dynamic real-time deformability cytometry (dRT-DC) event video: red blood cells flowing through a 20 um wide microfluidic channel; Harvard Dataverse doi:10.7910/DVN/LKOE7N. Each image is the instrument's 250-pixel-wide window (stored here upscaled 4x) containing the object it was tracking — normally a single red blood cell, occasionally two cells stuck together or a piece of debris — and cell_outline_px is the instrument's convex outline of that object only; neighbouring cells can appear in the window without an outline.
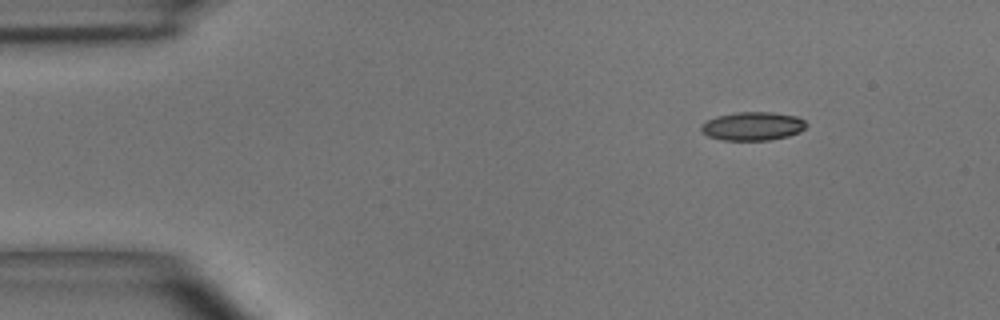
{"species": "common noctule bat (a hibernating species)", "species_latin": "Nyctalus noctula", "temperature_condition": "room temperature", "stored_images_in_passage": 45, "camera_frame_rate_fps": 3000, "um_per_image_px": 0.085, "animal": {"sex": "male", "body_mass_g": 15.6}, "frame": {"image": 1, "passage_image": 1, "time_ms": 0.0, "image_size_px": [1000, 320], "cell_outline_px": [[808, 124], [800, 132], [788, 136], [768, 140], [724, 140], [708, 136], [700, 128], [708, 120], [716, 116], [736, 112], [772, 112], [796, 116], [804, 120]], "centroid_in_image_um": [64.01, 10.72], "position_along_channel_um": 21.0, "area_um2": 17.34}}
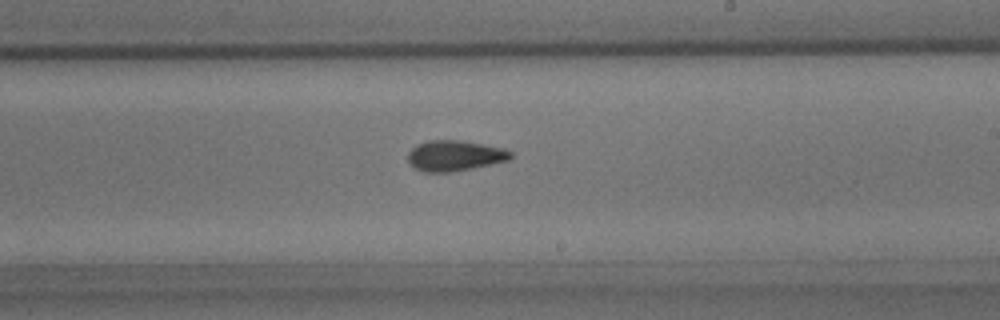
{"frame": {"image": 2, "passage_image": 24, "time_ms": 7.667, "image_size_px": [1000, 320], "cell_outline_px": [[512, 156], [508, 160], [472, 168], [448, 172], [424, 172], [408, 164], [408, 152], [416, 144], [428, 140], [460, 140], [504, 148], [512, 152]], "centroid_in_image_um": [38.61, 13.22], "position_along_channel_um": 250.4, "area_um2": 18.26}}
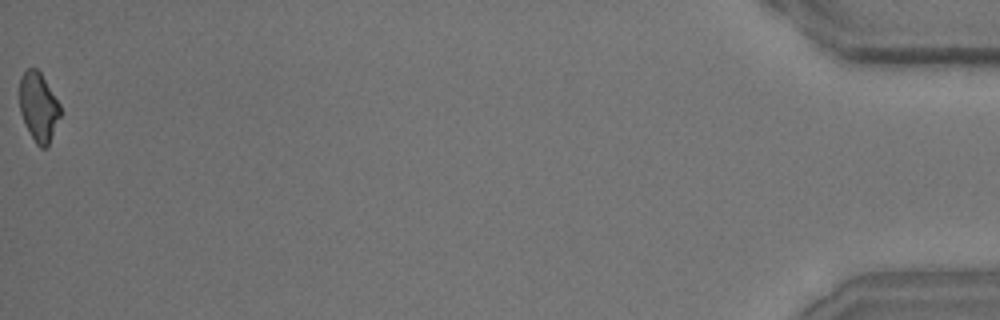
{"frame": {"image": 3, "passage_image": 45, "time_ms": 14.667, "image_size_px": [1000, 320], "cell_outline_px": [[60, 116], [48, 144], [44, 148], [40, 148], [36, 144], [24, 124], [20, 112], [20, 76], [28, 68], [36, 68], [40, 72], [60, 104]], "centroid_in_image_um": [3.26, 9.08], "position_along_channel_um": 431.9, "area_um2": 16.18}, "authors_computed_cell_mechanics": {"area_um2": 17.6868, "velocity_mm_per_s": 3.9748, "shape_relaxation_time_tau1_ms": 5.5843, "shape_relaxation_time_tau2_ms": 2.3562, "deformation_change_tau1": 0.143, "deformation_change_tau2": 0.0994}}